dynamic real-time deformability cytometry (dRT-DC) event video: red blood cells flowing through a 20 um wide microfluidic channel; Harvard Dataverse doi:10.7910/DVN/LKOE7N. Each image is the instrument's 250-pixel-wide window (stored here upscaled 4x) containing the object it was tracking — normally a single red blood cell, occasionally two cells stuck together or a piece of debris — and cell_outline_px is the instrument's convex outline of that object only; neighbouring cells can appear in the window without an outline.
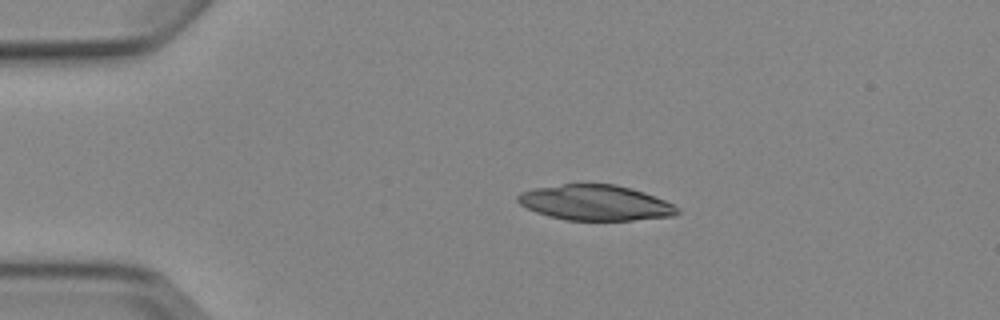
{"species": "Egyptian fruit bat (a non-hibernating species)", "species_latin": "Rousettus aegyptiacus", "temperature_condition": "cold", "stored_images_in_passage": 3, "camera_frame_rate_fps": 3000, "um_per_image_px": 0.085, "animal": {"sex": "female"}, "frame": {"image": 1, "passage_image": 2, "time_ms": 1.333, "image_size_px": [1000, 320], "cell_outline_px": [[680, 212], [672, 216], [632, 220], [568, 220], [548, 216], [536, 212], [520, 204], [516, 200], [516, 196], [520, 192], [536, 188], [564, 184], [616, 184], [632, 188], [644, 192], [664, 200], [680, 208]], "centroid_in_image_um": [50.61, 17.23], "position_along_channel_um": 34.4, "area_um2": 32.83}}